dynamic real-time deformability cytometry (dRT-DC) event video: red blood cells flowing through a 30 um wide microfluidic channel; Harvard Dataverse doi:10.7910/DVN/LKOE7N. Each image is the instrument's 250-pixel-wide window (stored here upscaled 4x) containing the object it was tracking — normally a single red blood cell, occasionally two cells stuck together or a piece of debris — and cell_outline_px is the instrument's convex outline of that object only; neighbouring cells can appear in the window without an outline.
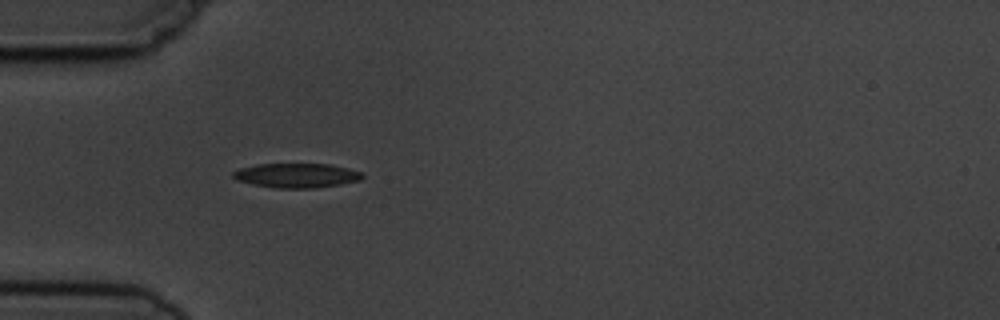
{"species": "common noctule bat (a hibernating species)", "species_latin": "Nyctalus noctula", "temperature_condition": "cold", "stored_images_in_passage": 6, "camera_frame_rate_fps": 3000, "um_per_image_px": 0.085, "animal": {"sex": "male", "body_mass_g": 19.5, "forearm_length_mm": 54.6}, "frame": {"image": 1, "passage_image": 2, "time_ms": 1.0, "image_size_px": [1000, 320], "cell_outline_px": [[364, 176], [360, 180], [340, 184], [316, 188], [276, 188], [252, 184], [236, 180], [232, 176], [232, 172], [240, 168], [260, 164], [328, 164], [348, 168], [364, 172]], "centroid_in_image_um": [25.22, 14.91], "position_along_channel_um": 59.8, "area_um2": 18.44}}
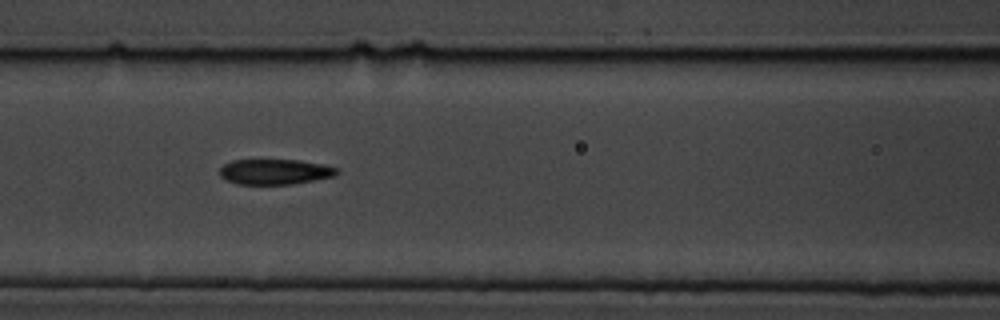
{"frame": {"image": 2, "passage_image": 4, "time_ms": 3.333, "image_size_px": [1000, 320], "cell_outline_px": [[340, 172], [332, 176], [292, 184], [236, 184], [224, 180], [220, 176], [220, 168], [224, 164], [232, 160], [296, 160], [320, 164], [340, 168]], "centroid_in_image_um": [23.32, 14.6], "position_along_channel_um": 143.3, "area_um2": 17.22}}
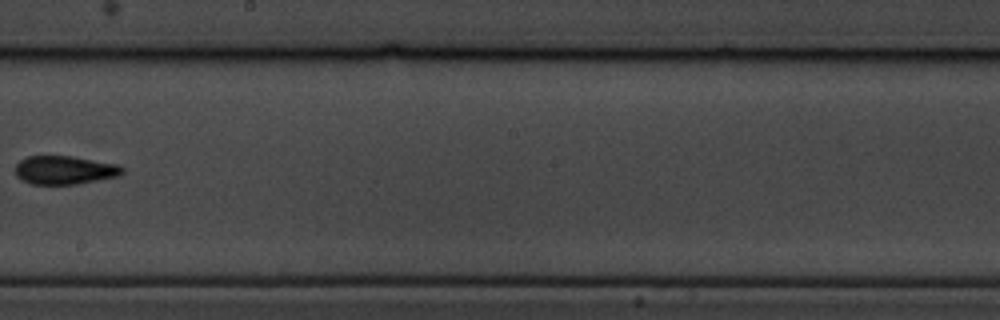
{"frame": {"image": 3, "passage_image": 6, "time_ms": 6.0, "image_size_px": [1000, 320], "cell_outline_px": [[124, 172], [120, 176], [76, 184], [32, 184], [16, 176], [16, 164], [20, 160], [28, 156], [72, 156], [120, 164], [124, 168]], "centroid_in_image_um": [5.54, 14.45], "position_along_channel_um": 242.7, "area_um2": 17.86}}